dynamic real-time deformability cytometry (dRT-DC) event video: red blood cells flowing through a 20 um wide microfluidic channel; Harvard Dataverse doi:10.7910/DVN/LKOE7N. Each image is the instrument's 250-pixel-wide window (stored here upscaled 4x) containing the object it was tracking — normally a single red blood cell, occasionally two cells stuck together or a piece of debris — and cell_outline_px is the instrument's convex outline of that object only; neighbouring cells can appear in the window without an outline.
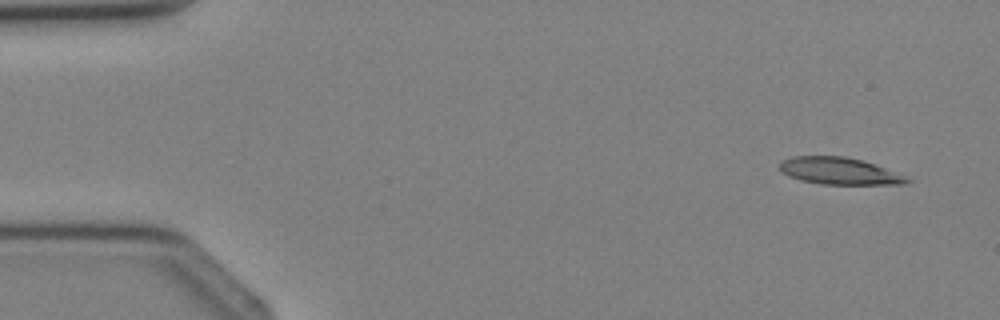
{"species": "Egyptian fruit bat (a non-hibernating species)", "species_latin": "Rousettus aegyptiacus", "temperature_condition": "cold", "stored_images_in_passage": 3, "camera_frame_rate_fps": 3000, "um_per_image_px": 0.085, "animal": {"sex": "female"}, "frame": {"image": 1, "passage_image": 1, "time_ms": 0.0, "image_size_px": [1000, 320], "cell_outline_px": [[912, 180], [908, 184], [820, 184], [800, 180], [788, 176], [780, 172], [780, 164], [784, 160], [792, 156], [844, 156], [860, 160], [884, 168], [904, 176]], "centroid_in_image_um": [71.29, 14.54], "position_along_channel_um": 13.7, "area_um2": 19.77}}
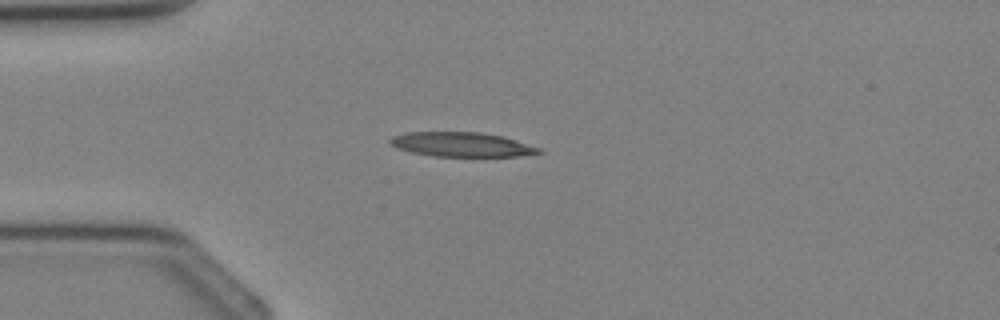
{"frame": {"image": 2, "passage_image": 3, "time_ms": 2.333, "image_size_px": [1000, 320], "cell_outline_px": [[544, 152], [520, 156], [436, 156], [412, 152], [396, 148], [388, 144], [388, 140], [392, 136], [408, 132], [480, 132], [504, 136], [544, 148]], "centroid_in_image_um": [39.28, 12.27], "position_along_channel_um": 45.7, "area_um2": 21.44}}